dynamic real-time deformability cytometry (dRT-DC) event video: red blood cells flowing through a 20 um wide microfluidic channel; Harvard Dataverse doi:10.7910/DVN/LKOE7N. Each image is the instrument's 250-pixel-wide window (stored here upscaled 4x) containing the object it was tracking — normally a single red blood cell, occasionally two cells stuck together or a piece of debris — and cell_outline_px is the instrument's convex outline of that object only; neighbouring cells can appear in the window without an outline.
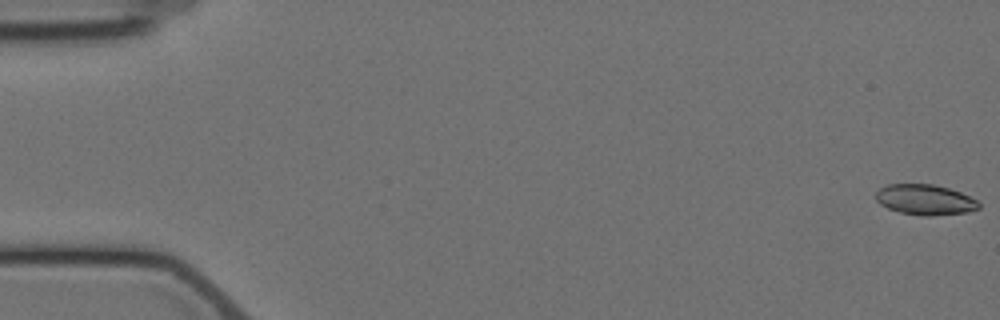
{"species": "Egyptian fruit bat (a non-hibernating species)", "species_latin": "Rousettus aegyptiacus", "temperature_condition": "cold", "stored_images_in_passage": 4, "camera_frame_rate_fps": 3000, "um_per_image_px": 0.085, "animal": {"sex": "female"}, "frame": {"image": 1, "passage_image": 1, "time_ms": 0.0, "image_size_px": [1000, 320], "cell_outline_px": [[980, 208], [968, 212], [932, 216], [920, 216], [900, 212], [888, 208], [880, 204], [876, 200], [876, 192], [880, 188], [888, 184], [932, 184], [948, 188], [960, 192], [976, 200], [980, 204]], "centroid_in_image_um": [78.62, 16.98], "position_along_channel_um": 6.4, "area_um2": 18.26}}
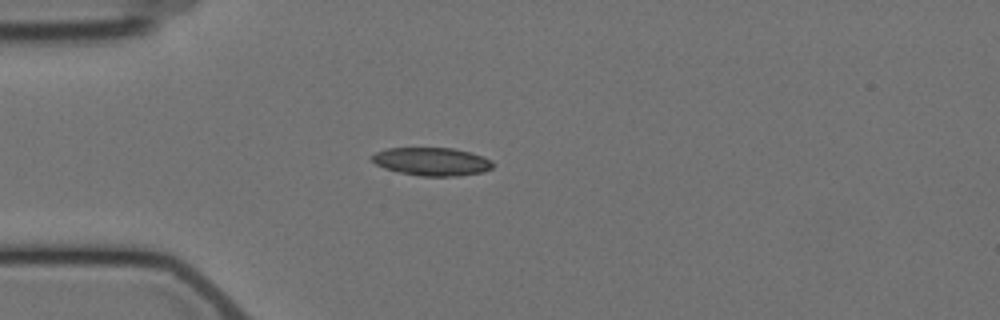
{"frame": {"image": 2, "passage_image": 3, "time_ms": 5.0, "image_size_px": [1000, 320], "cell_outline_px": [[496, 164], [492, 168], [484, 172], [460, 176], [420, 176], [396, 172], [384, 168], [376, 164], [368, 156], [376, 152], [388, 148], [452, 148], [468, 152], [492, 160]], "centroid_in_image_um": [36.69, 13.74], "position_along_channel_um": 48.3, "area_um2": 20.0}}